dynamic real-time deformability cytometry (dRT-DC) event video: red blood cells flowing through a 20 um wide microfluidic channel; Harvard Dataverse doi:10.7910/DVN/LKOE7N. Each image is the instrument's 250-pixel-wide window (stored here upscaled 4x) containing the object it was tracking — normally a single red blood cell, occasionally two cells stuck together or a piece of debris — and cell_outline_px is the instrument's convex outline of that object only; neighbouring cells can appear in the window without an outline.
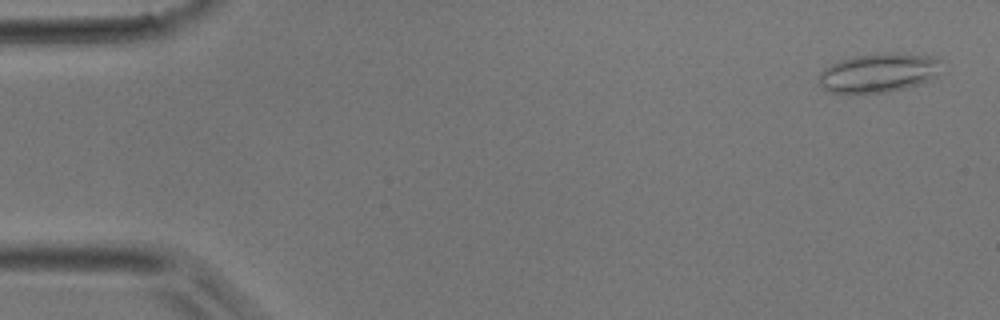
{"species": "common noctule bat (a hibernating species)", "species_latin": "Nyctalus noctula", "temperature_condition": "room temperature", "stored_images_in_passage": 2, "camera_frame_rate_fps": 3000, "um_per_image_px": 0.085, "animal": {"sex": "male", "body_mass_g": 17.9}, "frame": {"image": 1, "passage_image": 1, "time_ms": 0.0, "image_size_px": [1000, 320], "cell_outline_px": [[940, 60], [936, 76], [928, 80], [904, 88], [884, 92], [828, 92], [820, 84], [820, 72], [824, 68], [832, 64], [856, 56], [884, 52], [892, 52], [936, 56]], "centroid_in_image_um": [74.7, 6.16], "position_along_channel_um": 10.3, "area_um2": 27.34}}